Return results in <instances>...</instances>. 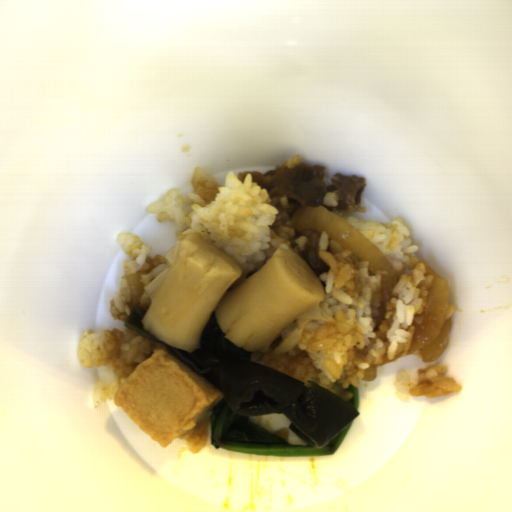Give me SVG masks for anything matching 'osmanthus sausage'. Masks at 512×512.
Listing matches in <instances>:
<instances>
[{
  "label": "osmanthus sausage",
  "instance_id": "d35146e8",
  "mask_svg": "<svg viewBox=\"0 0 512 512\" xmlns=\"http://www.w3.org/2000/svg\"><path fill=\"white\" fill-rule=\"evenodd\" d=\"M242 274L225 251L188 234L141 321L144 331L191 353L201 348L203 329L215 312L227 340L263 355L278 335L325 297L306 260L284 247L227 292Z\"/></svg>",
  "mask_w": 512,
  "mask_h": 512
}]
</instances>
